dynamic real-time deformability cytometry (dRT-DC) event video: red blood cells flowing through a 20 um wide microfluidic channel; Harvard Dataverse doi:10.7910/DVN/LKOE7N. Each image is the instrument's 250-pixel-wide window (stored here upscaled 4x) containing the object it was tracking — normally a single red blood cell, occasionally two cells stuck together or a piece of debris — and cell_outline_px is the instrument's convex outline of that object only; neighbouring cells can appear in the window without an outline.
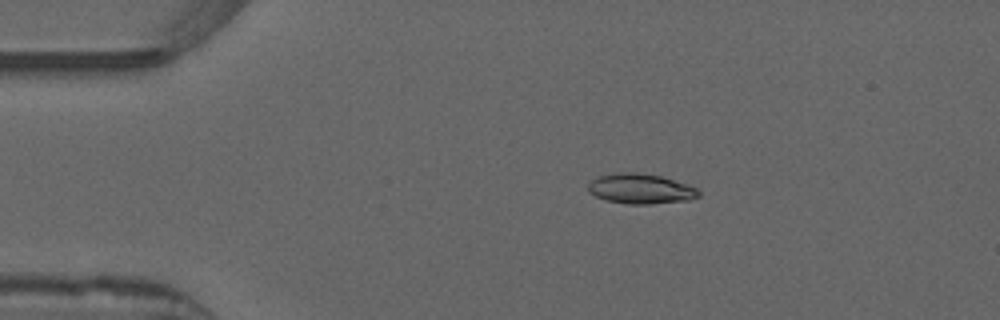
{"species": "common noctule bat (a hibernating species)", "species_latin": "Nyctalus noctula", "temperature_condition": "warm", "stored_images_in_passage": 44, "camera_frame_rate_fps": 3000, "um_per_image_px": 0.085, "animal": {"sex": "male", "forearm_length_mm": 52.5}, "frame": {"image": 1, "passage_image": 1, "time_ms": 0.0, "image_size_px": [1000, 320], "cell_outline_px": [[700, 196], [692, 200], [652, 204], [628, 204], [604, 200], [588, 192], [588, 184], [592, 180], [600, 176], [616, 172], [636, 172], [660, 176], [688, 184], [696, 188], [700, 192]], "centroid_in_image_um": [54.47, 16.05], "position_along_channel_um": 30.5, "area_um2": 19.54}}
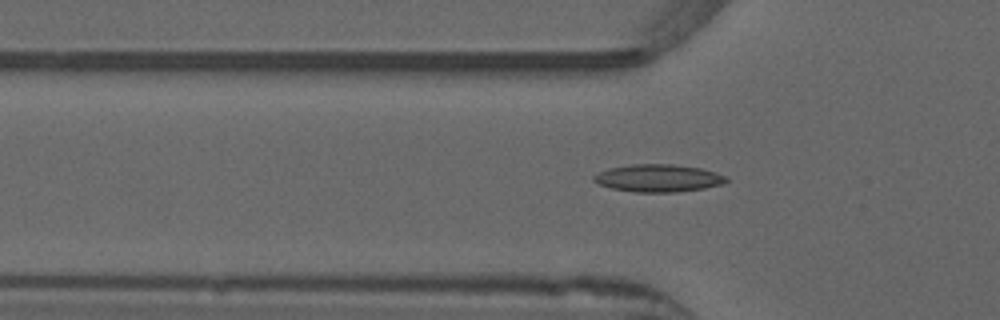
{"frame": {"image": 2, "passage_image": 8, "time_ms": 2.333, "image_size_px": [1000, 320], "cell_outline_px": [[728, 180], [724, 184], [704, 188], [676, 192], [636, 192], [612, 188], [600, 184], [592, 180], [592, 176], [608, 168], [632, 164], [672, 164], [700, 168], [716, 172], [724, 176]], "centroid_in_image_um": [55.95, 15.14], "position_along_channel_um": 69.9, "area_um2": 21.15}}
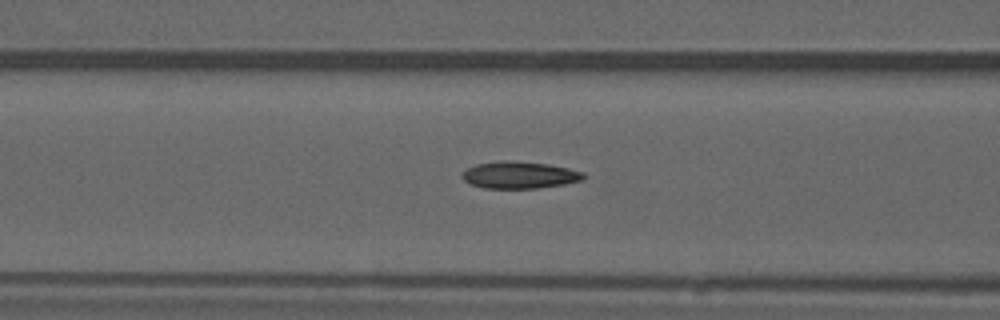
{"frame": {"image": 3, "passage_image": 12, "time_ms": 3.667, "image_size_px": [1000, 320], "cell_outline_px": [[588, 176], [584, 180], [564, 184], [536, 188], [484, 188], [468, 184], [460, 176], [468, 168], [476, 164], [504, 160], [512, 160], [548, 164], [568, 168], [584, 172]], "centroid_in_image_um": [44.18, 14.87], "position_along_channel_um": 122.4, "area_um2": 19.25}, "authors_computed_cell_mechanics": {"area_um2": 18.6116, "velocity_mm_per_s": 3.9031, "shape_relaxation_time_tau1_ms": 9.1403, "shape_relaxation_time_tau2_ms": 2.7525, "deformation_change_tau1": 0.2274, "deformation_change_tau2": 0.0956}}